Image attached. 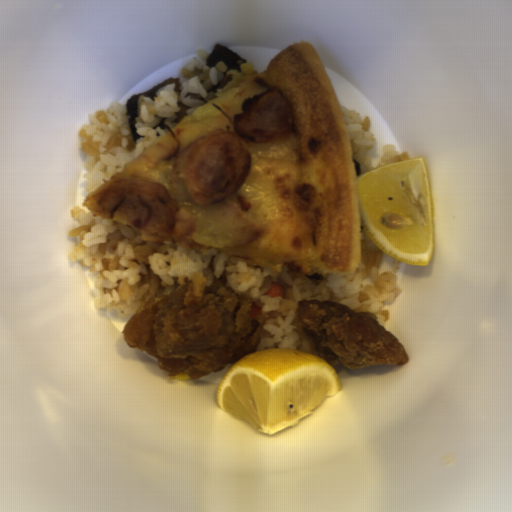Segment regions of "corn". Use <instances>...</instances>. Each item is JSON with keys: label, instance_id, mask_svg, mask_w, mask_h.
Instances as JSON below:
<instances>
[{"label": "corn", "instance_id": "51d56268", "mask_svg": "<svg viewBox=\"0 0 512 512\" xmlns=\"http://www.w3.org/2000/svg\"><path fill=\"white\" fill-rule=\"evenodd\" d=\"M170 380H189V379H193L191 376H189L188 374H178L176 376H170L169 378Z\"/></svg>", "mask_w": 512, "mask_h": 512}]
</instances>
